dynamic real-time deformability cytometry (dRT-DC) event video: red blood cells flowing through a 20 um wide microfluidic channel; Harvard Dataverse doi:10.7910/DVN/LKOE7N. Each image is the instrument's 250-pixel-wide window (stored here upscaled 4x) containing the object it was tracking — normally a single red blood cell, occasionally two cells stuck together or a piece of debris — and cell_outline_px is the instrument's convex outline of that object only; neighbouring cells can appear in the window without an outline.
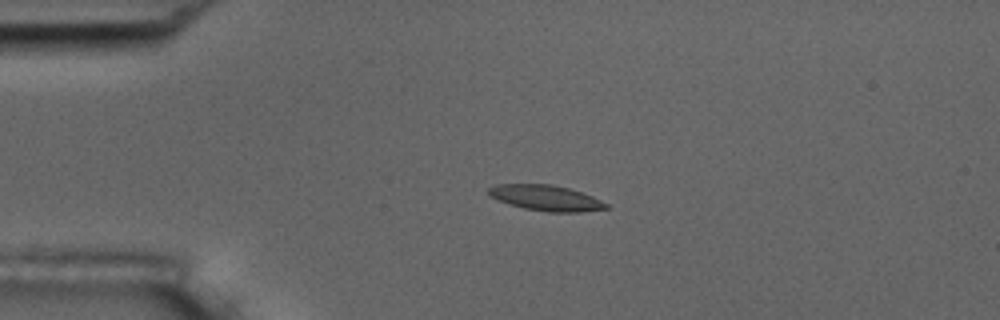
{"species": "common noctule bat (a hibernating species)", "species_latin": "Nyctalus noctula", "temperature_condition": "room temperature", "stored_images_in_passage": 44, "camera_frame_rate_fps": 3000, "um_per_image_px": 0.085, "animal": {"sex": "male", "body_mass_g": 17.5, "forearm_length_mm": 52.3}, "frame": {"image": 1, "passage_image": 1, "time_ms": 0.0, "image_size_px": [1000, 320], "cell_outline_px": [[608, 208], [580, 212], [548, 212], [524, 208], [488, 196], [488, 188], [496, 184], [552, 184], [568, 188], [592, 196], [608, 204]], "centroid_in_image_um": [46.4, 16.82], "position_along_channel_um": 38.6, "area_um2": 17.34}}
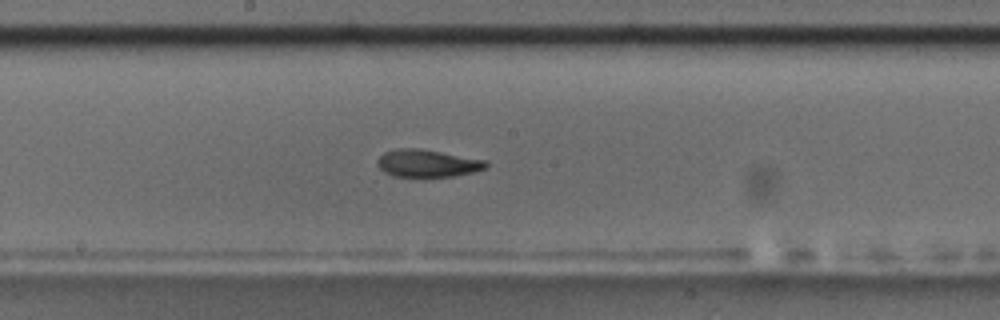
{"frame": {"image": 2, "passage_image": 18, "time_ms": 5.667, "image_size_px": [1000, 320], "cell_outline_px": [[488, 164], [484, 168], [472, 172], [452, 176], [392, 176], [384, 172], [376, 164], [376, 160], [384, 152], [396, 148], [420, 148], [488, 160]], "centroid_in_image_um": [36.3, 13.86], "position_along_channel_um": 211.9, "area_um2": 17.4}}
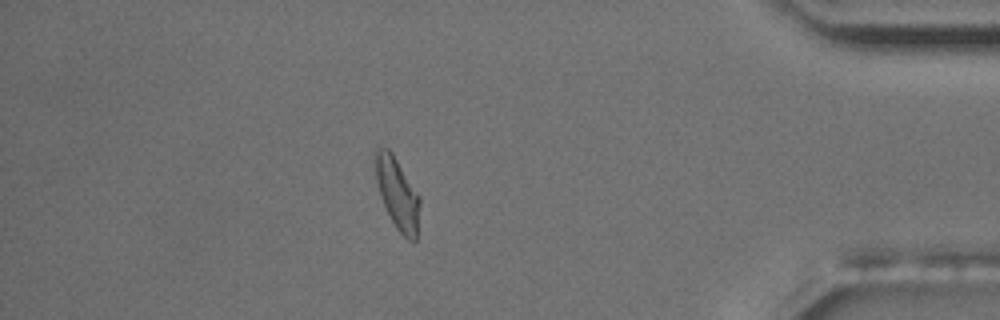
{"frame": {"image": 3, "passage_image": 37, "time_ms": 12.0, "image_size_px": [1000, 320], "cell_outline_px": [[420, 204], [416, 240], [412, 244], [396, 228], [380, 196], [376, 180], [372, 160], [372, 152], [376, 148], [388, 148], [392, 152], [420, 196]], "centroid_in_image_um": [33.75, 16.39], "position_along_channel_um": 401.5, "area_um2": 18.84}, "authors_computed_cell_mechanics": {"area_um2": 17.8891, "velocity_mm_per_s": 3.6171, "shape_relaxation_time_tau1_ms": 5.5773, "shape_relaxation_time_tau2_ms": 3.7725, "deformation_change_tau1": 0.1669, "deformation_change_tau2": 0.1055}}